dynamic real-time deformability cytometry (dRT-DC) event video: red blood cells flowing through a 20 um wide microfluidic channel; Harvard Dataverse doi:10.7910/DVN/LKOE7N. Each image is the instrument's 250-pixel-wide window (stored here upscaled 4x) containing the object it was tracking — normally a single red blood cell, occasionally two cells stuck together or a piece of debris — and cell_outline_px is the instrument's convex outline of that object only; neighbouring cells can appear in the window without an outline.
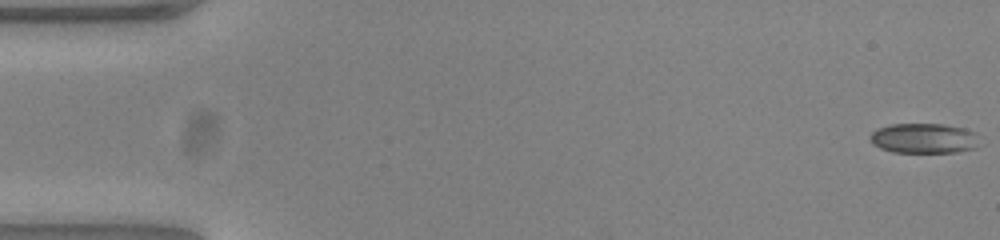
{"species": "common noctule bat (a hibernating species)", "species_latin": "Nyctalus noctula", "temperature_condition": "warm", "stored_images_in_passage": 53, "camera_frame_rate_fps": 3000, "um_per_image_px": 0.085, "animal": {"sex": "female", "body_mass_g": 23.0, "forearm_length_mm": 53.4}, "frame": {"image": 1, "passage_image": 1, "time_ms": 0.0, "image_size_px": [1000, 240], "cell_outline_px": [[976, 148], [956, 152], [892, 152], [880, 148], [872, 144], [872, 132], [876, 128], [888, 124], [944, 124], [964, 128], [976, 132]], "centroid_in_image_um": [78.51, 11.75], "position_along_channel_um": 6.5, "area_um2": 19.07}}
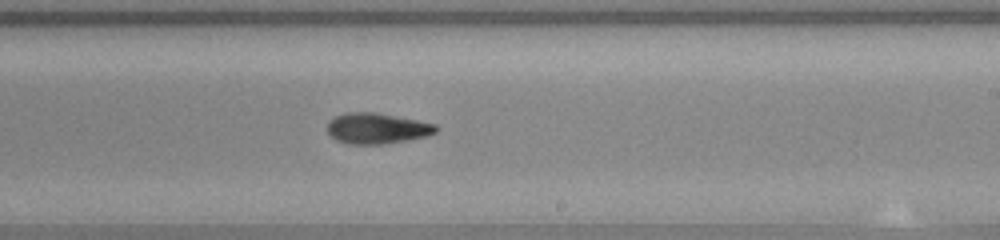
{"frame": {"image": 2, "passage_image": 32, "time_ms": 10.333, "image_size_px": [1000, 240], "cell_outline_px": [[436, 132], [424, 136], [404, 140], [380, 144], [348, 144], [336, 140], [328, 132], [328, 120], [336, 116], [348, 112], [376, 112], [436, 124]], "centroid_in_image_um": [31.99, 10.9], "position_along_channel_um": 257.0, "area_um2": 19.13}}
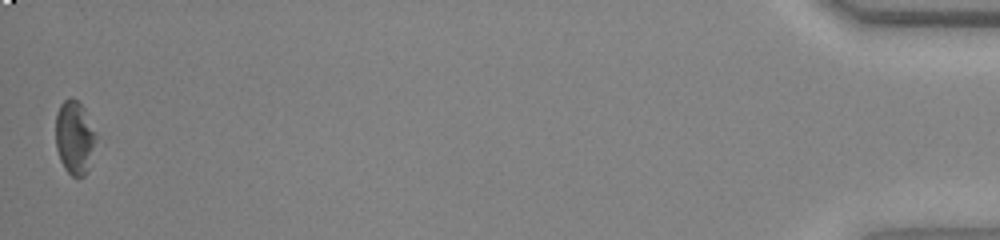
{"frame": {"image": 3, "passage_image": 53, "time_ms": 17.333, "image_size_px": [1000, 240], "cell_outline_px": [[96, 136], [84, 176], [72, 176], [64, 168], [60, 160], [56, 148], [56, 112], [60, 104], [64, 100], [72, 96], [84, 108], [96, 132]], "centroid_in_image_um": [6.3, 11.62], "position_along_channel_um": 428.9, "area_um2": 16.94}, "authors_computed_cell_mechanics": {"area_um2": 19.652, "velocity_mm_per_s": 3.8607, "shape_relaxation_time_tau1_ms": null, "shape_relaxation_time_tau2_ms": 5.9496, "deformation_change_tau1": null, "deformation_change_tau2": 0.0952}}